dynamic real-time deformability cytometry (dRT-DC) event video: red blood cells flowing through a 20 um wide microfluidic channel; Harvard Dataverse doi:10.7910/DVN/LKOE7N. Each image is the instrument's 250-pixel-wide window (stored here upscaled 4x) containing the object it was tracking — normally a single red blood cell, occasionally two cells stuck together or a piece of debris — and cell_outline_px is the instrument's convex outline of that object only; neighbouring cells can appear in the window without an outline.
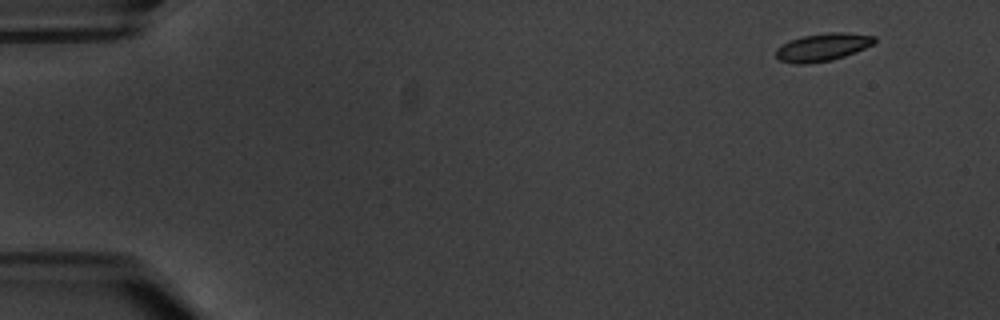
{"species": "common noctule bat (a hibernating species)", "species_latin": "Nyctalus noctula", "temperature_condition": "warm", "stored_images_in_passage": 4, "camera_frame_rate_fps": 3000, "um_per_image_px": 0.085, "animal": {"sex": "male", "body_mass_g": 20.1, "forearm_length_mm": 53.5}, "frame": {"image": 1, "passage_image": 1, "time_ms": 0.0, "image_size_px": [1000, 320], "cell_outline_px": [[876, 40], [872, 44], [856, 52], [832, 60], [808, 64], [796, 64], [780, 60], [776, 56], [776, 48], [788, 40], [804, 36], [828, 32], [848, 32], [876, 36]], "centroid_in_image_um": [69.92, 4.0], "position_along_channel_um": 15.1, "area_um2": 16.01}}